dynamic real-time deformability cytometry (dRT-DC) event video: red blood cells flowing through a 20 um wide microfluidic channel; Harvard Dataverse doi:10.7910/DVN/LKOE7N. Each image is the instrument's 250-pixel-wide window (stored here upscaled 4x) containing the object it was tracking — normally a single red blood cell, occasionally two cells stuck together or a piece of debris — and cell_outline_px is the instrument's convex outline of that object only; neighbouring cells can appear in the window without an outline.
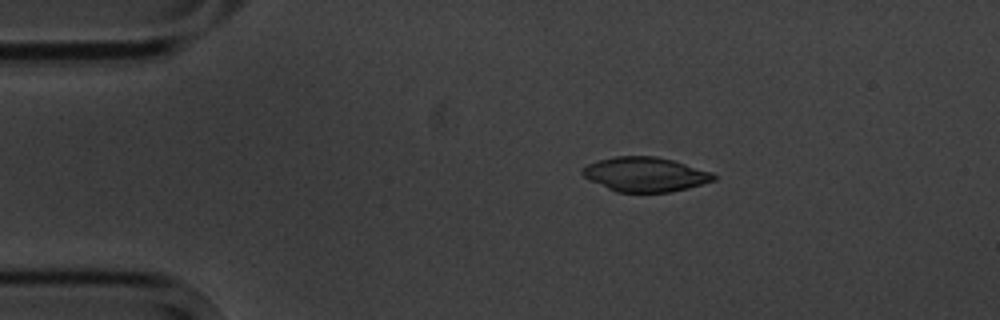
{"species": "common noctule bat (a hibernating species)", "species_latin": "Nyctalus noctula", "temperature_condition": "cold", "stored_images_in_passage": 3, "camera_frame_rate_fps": 3000, "um_per_image_px": 0.085, "animal": {"sex": "male", "body_mass_g": 20.1, "forearm_length_mm": 53.5}, "frame": {"image": 1, "passage_image": 2, "time_ms": 1.333, "image_size_px": [1000, 320], "cell_outline_px": [[716, 180], [688, 188], [668, 192], [616, 192], [584, 176], [580, 172], [580, 168], [596, 160], [616, 156], [656, 156], [672, 160], [712, 172], [716, 176]], "centroid_in_image_um": [54.84, 14.81], "position_along_channel_um": 30.2, "area_um2": 26.24}}